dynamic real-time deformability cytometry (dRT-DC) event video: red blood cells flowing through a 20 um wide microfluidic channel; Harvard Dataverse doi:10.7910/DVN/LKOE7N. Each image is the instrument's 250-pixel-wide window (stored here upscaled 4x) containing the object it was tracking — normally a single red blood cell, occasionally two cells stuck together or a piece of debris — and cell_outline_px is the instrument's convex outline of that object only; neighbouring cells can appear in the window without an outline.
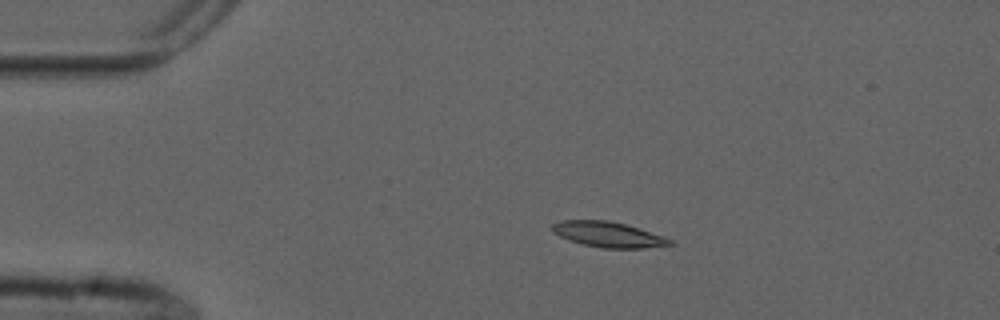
{"species": "common noctule bat (a hibernating species)", "species_latin": "Nyctalus noctula", "temperature_condition": "cold", "stored_images_in_passage": 6, "camera_frame_rate_fps": 3000, "um_per_image_px": 0.085, "animal": {"sex": "male", "forearm_length_mm": 52.5}, "frame": {"image": 1, "passage_image": 3, "time_ms": 2.333, "image_size_px": [1000, 320], "cell_outline_px": [[676, 244], [644, 248], [600, 248], [584, 244], [560, 236], [552, 232], [552, 224], [560, 220], [608, 220], [624, 224], [664, 236], [672, 240]], "centroid_in_image_um": [51.71, 19.93], "position_along_channel_um": 33.3, "area_um2": 17.28}}
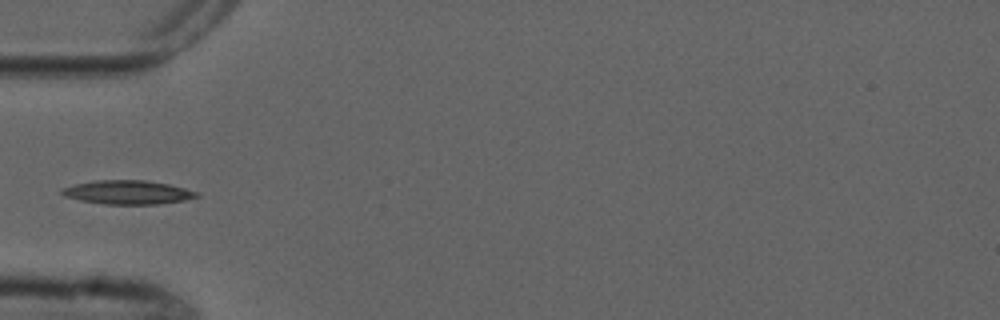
{"frame": {"image": 2, "passage_image": 5, "time_ms": 4.667, "image_size_px": [1000, 320], "cell_outline_px": [[200, 196], [184, 200], [156, 204], [104, 204], [80, 200], [64, 196], [60, 192], [64, 188], [72, 184], [96, 180], [144, 180], [168, 184], [200, 192]], "centroid_in_image_um": [10.85, 16.34], "position_along_channel_um": 74.1, "area_um2": 18.67}}
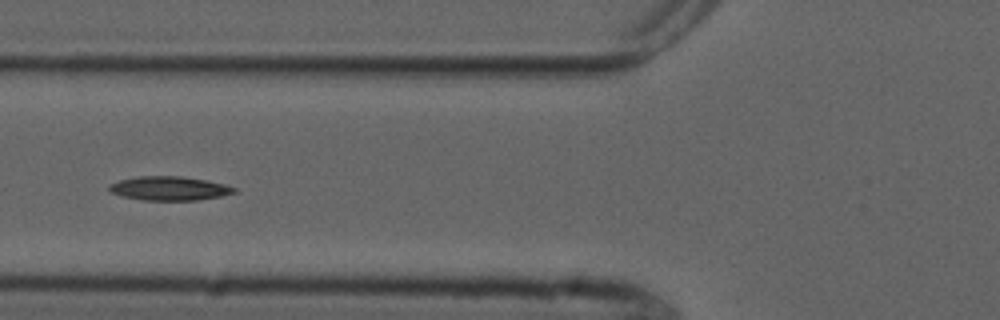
{"frame": {"image": 3, "passage_image": 6, "time_ms": 5.667, "image_size_px": [1000, 320], "cell_outline_px": [[236, 192], [220, 196], [196, 200], [144, 200], [124, 196], [112, 192], [108, 188], [112, 184], [120, 180], [140, 176], [180, 176], [204, 180], [224, 184], [236, 188]], "centroid_in_image_um": [14.42, 16.01], "position_along_channel_um": 111.4, "area_um2": 17.05}}